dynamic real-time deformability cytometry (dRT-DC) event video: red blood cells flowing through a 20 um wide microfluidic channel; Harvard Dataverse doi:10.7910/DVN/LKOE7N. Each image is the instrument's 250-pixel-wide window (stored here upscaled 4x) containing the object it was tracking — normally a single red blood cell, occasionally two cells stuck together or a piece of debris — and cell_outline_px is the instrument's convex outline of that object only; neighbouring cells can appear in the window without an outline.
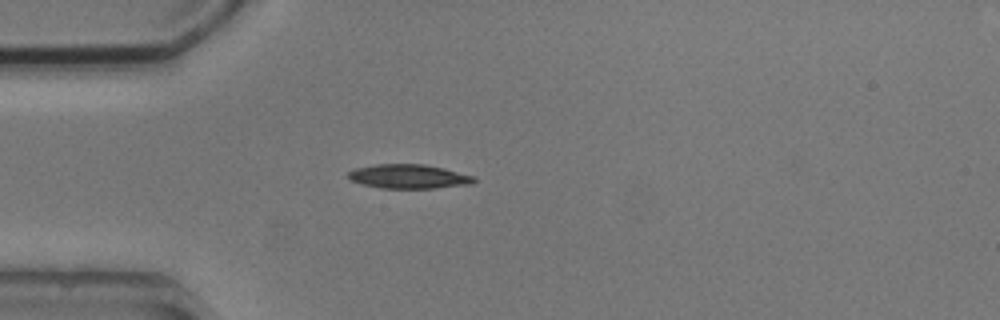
{"species": "common noctule bat (a hibernating species)", "species_latin": "Nyctalus noctula", "temperature_condition": "cold", "stored_images_in_passage": 2, "camera_frame_rate_fps": 3000, "um_per_image_px": 0.085, "animal": {"sex": "male", "body_mass_g": 20.5, "forearm_length_mm": 52.5}, "frame": {"image": 1, "passage_image": 1, "time_ms": 0.0, "image_size_px": [1000, 320], "cell_outline_px": [[476, 180], [472, 184], [436, 188], [380, 188], [360, 184], [352, 180], [348, 176], [348, 172], [356, 168], [376, 164], [424, 164], [444, 168], [476, 176]], "centroid_in_image_um": [34.78, 15.0], "position_along_channel_um": 50.2, "area_um2": 17.8}}